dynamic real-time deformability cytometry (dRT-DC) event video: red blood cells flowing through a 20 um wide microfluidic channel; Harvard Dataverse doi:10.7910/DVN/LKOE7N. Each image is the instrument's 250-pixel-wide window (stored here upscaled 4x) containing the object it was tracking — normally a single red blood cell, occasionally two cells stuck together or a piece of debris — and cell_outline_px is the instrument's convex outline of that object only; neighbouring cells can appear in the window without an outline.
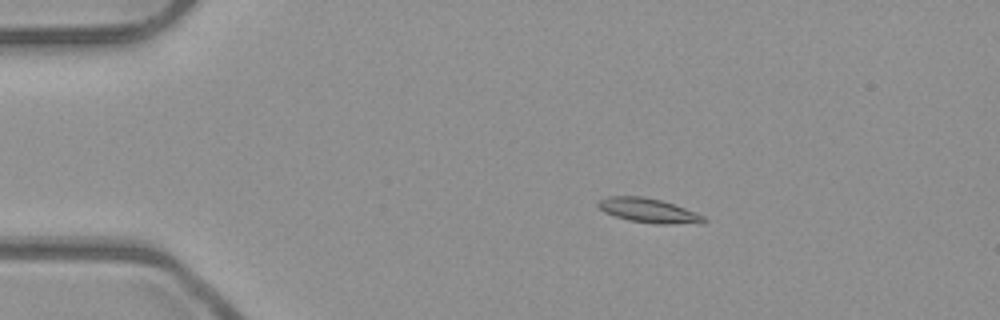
{"species": "common noctule bat (a hibernating species)", "species_latin": "Nyctalus noctula", "temperature_condition": "room temperature", "stored_images_in_passage": 4, "camera_frame_rate_fps": 3000, "um_per_image_px": 0.085, "animal": {"sex": "male", "body_mass_g": 23.1, "forearm_length_mm": 52.7}, "frame": {"image": 1, "passage_image": 2, "time_ms": 0.333, "image_size_px": [1000, 320], "cell_outline_px": [[708, 220], [700, 224], [656, 224], [628, 220], [604, 212], [596, 204], [600, 200], [608, 196], [644, 196], [660, 200], [684, 208], [704, 216]], "centroid_in_image_um": [55.14, 17.9], "position_along_channel_um": 29.9, "area_um2": 14.97}}